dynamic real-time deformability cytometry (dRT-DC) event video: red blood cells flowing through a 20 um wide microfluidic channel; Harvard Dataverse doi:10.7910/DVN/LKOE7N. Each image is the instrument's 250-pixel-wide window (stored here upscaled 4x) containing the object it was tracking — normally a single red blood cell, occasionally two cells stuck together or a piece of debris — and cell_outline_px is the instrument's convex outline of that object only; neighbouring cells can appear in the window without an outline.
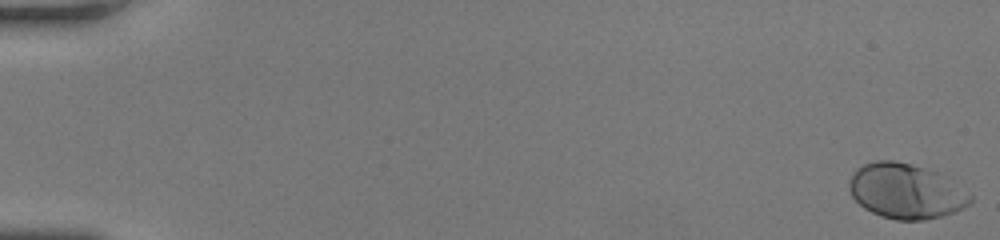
{"species": "human", "species_latin": "Homo sapiens", "temperature_condition": "room temperature", "stored_images_in_passage": 54, "camera_frame_rate_fps": 3000, "um_per_image_px": 0.085, "donor": {"sex": "female"}, "frame": {"image": 1, "passage_image": 1, "time_ms": 0.0, "image_size_px": [1000, 240], "cell_outline_px": [[972, 200], [968, 204], [956, 212], [924, 220], [896, 220], [880, 216], [864, 208], [852, 196], [848, 188], [848, 180], [852, 172], [856, 168], [864, 164], [876, 160], [896, 160], [936, 172], [972, 196]], "centroid_in_image_um": [76.93, 16.25], "position_along_channel_um": 8.1, "area_um2": 38.49}}
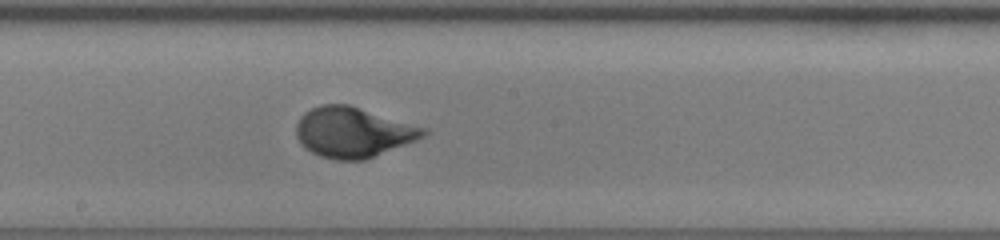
{"frame": {"image": 2, "passage_image": 31, "time_ms": 10.0, "image_size_px": [1000, 240], "cell_outline_px": [[428, 132], [424, 136], [416, 140], [364, 160], [336, 160], [320, 156], [304, 148], [296, 136], [296, 124], [300, 116], [304, 112], [312, 108], [324, 104], [348, 104], [428, 128]], "centroid_in_image_um": [30.0, 11.24], "position_along_channel_um": 218.2, "area_um2": 37.22}}
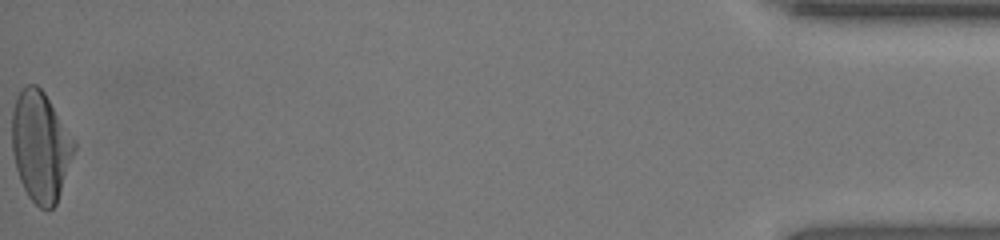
{"frame": {"image": 3, "passage_image": 54, "time_ms": 17.667, "image_size_px": [1000, 240], "cell_outline_px": [[76, 148], [56, 204], [48, 212], [40, 208], [28, 196], [20, 180], [16, 168], [12, 152], [12, 112], [16, 96], [20, 88], [24, 84], [36, 84], [44, 92], [76, 140]], "centroid_in_image_um": [3.44, 12.42], "position_along_channel_um": 431.8, "area_um2": 40.29}, "authors_computed_cell_mechanics": {"area_um2": 36.9342, "velocity_mm_per_s": 3.9955, "shape_relaxation_time_tau1_ms": 3.1688, "shape_relaxation_time_tau2_ms": null, "deformation_change_tau1": 0.182, "deformation_change_tau2": null}}